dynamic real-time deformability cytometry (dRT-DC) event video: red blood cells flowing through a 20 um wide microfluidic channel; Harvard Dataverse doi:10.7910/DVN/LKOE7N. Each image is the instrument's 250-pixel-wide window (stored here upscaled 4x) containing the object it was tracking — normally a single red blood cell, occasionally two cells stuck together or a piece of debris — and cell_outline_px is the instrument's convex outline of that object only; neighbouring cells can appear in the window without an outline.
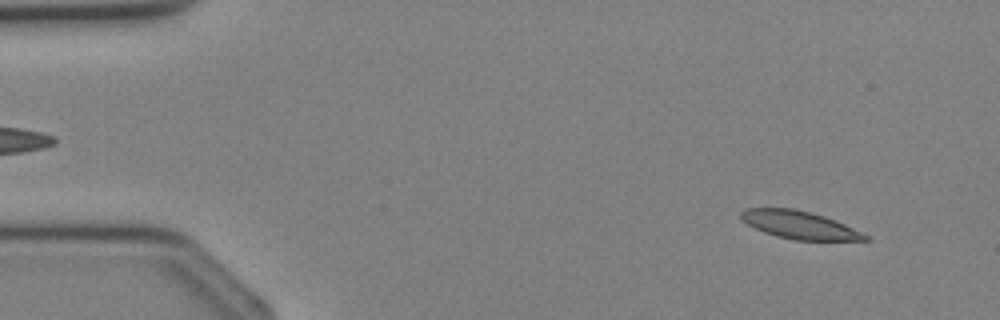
{"species": "Egyptian fruit bat (a non-hibernating species)", "species_latin": "Rousettus aegyptiacus", "temperature_condition": "cold", "stored_images_in_passage": 35, "camera_frame_rate_fps": 3000, "um_per_image_px": 0.085, "animal": {"sex": "female"}, "frame": {"image": 1, "passage_image": 3, "time_ms": 0.667, "image_size_px": [1000, 320], "cell_outline_px": [[872, 240], [796, 240], [776, 236], [764, 232], [748, 224], [740, 216], [740, 212], [744, 208], [792, 208], [824, 216], [844, 224], [868, 236]], "centroid_in_image_um": [67.93, 19.12], "position_along_channel_um": 17.1, "area_um2": 19.77}}
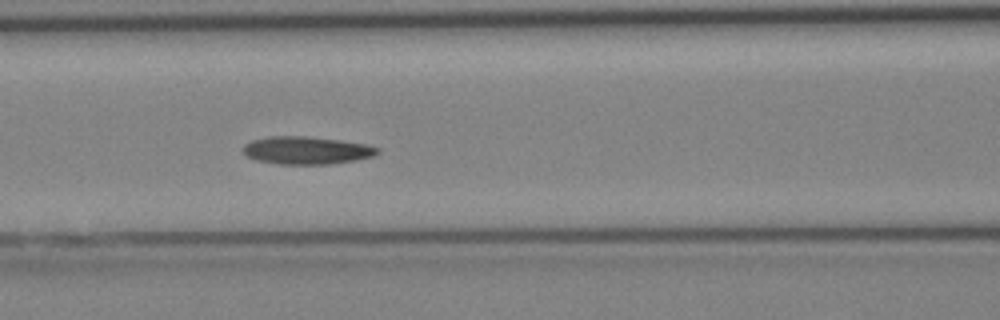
{"frame": {"image": 2, "passage_image": 15, "time_ms": 4.667, "image_size_px": [1000, 320], "cell_outline_px": [[380, 152], [372, 156], [356, 160], [332, 164], [276, 164], [256, 160], [248, 156], [244, 152], [244, 144], [252, 140], [268, 136], [304, 136], [340, 140], [364, 144], [380, 148]], "centroid_in_image_um": [26.06, 12.78], "position_along_channel_um": 140.5, "area_um2": 21.68}}
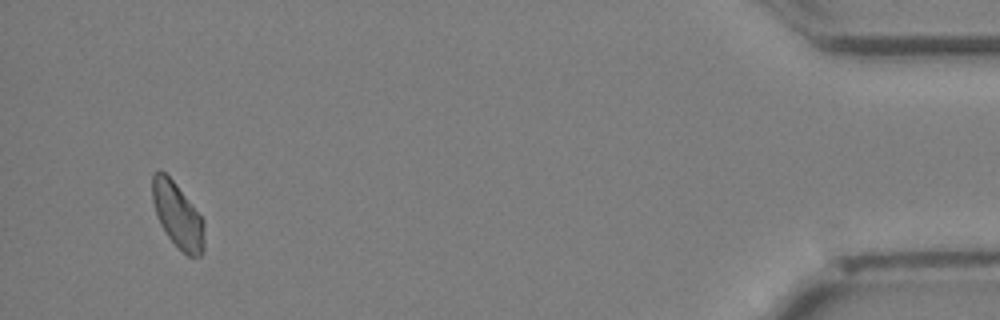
{"frame": {"image": 3, "passage_image": 34, "time_ms": 11.0, "image_size_px": [1000, 320], "cell_outline_px": [[204, 248], [200, 256], [188, 256], [168, 236], [160, 224], [152, 200], [152, 176], [160, 168], [176, 184], [204, 220]], "centroid_in_image_um": [15.1, 18.29], "position_along_channel_um": 420.1, "area_um2": 19.42}}